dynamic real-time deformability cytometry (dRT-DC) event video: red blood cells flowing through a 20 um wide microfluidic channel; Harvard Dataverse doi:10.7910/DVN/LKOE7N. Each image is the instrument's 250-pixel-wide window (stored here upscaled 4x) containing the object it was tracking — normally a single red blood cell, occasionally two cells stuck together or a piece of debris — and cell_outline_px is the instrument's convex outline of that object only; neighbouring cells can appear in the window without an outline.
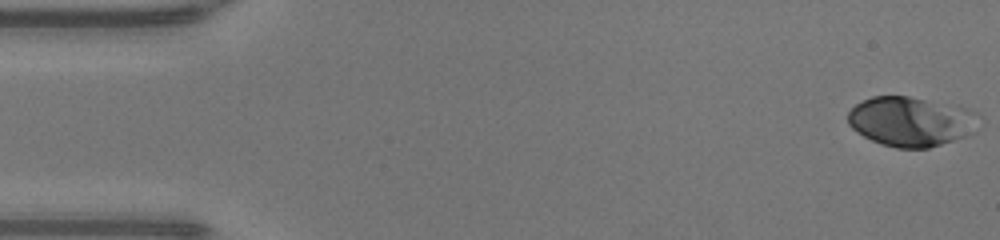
{"species": "human", "species_latin": "Homo sapiens", "temperature_condition": "warm", "stored_images_in_passage": 47, "camera_frame_rate_fps": 3000, "um_per_image_px": 0.085, "donor": {"sex": "male"}, "frame": {"image": 1, "passage_image": 1, "time_ms": 0.0, "image_size_px": [1000, 240], "cell_outline_px": [[984, 124], [976, 132], [968, 136], [928, 148], [896, 148], [880, 144], [856, 132], [848, 124], [848, 112], [856, 104], [872, 96], [908, 96], [960, 104], [972, 108], [984, 116]], "centroid_in_image_um": [77.6, 10.31], "position_along_channel_um": 7.4, "area_um2": 39.36}}
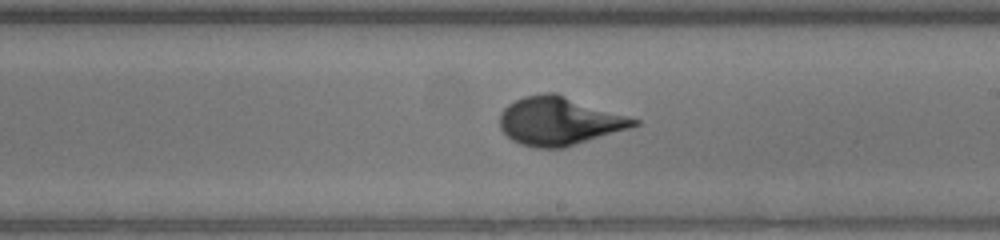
{"frame": {"image": 2, "passage_image": 27, "time_ms": 8.667, "image_size_px": [1000, 240], "cell_outline_px": [[640, 124], [628, 128], [564, 148], [536, 148], [520, 144], [512, 140], [500, 128], [500, 112], [508, 104], [524, 96], [544, 92], [556, 92], [640, 120]], "centroid_in_image_um": [47.51, 10.28], "position_along_channel_um": 241.5, "area_um2": 37.69}}
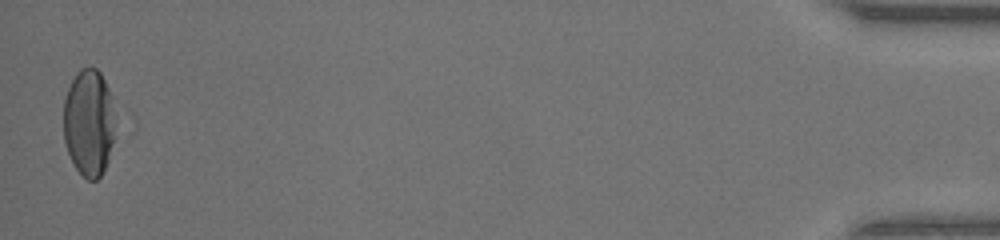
{"frame": {"image": 3, "passage_image": 47, "time_ms": 15.333, "image_size_px": [1000, 240], "cell_outline_px": [[120, 132], [108, 160], [100, 176], [96, 180], [88, 180], [76, 168], [68, 152], [64, 140], [64, 100], [68, 88], [76, 72], [80, 68], [96, 68], [100, 72], [112, 96]], "centroid_in_image_um": [7.63, 10.42], "position_along_channel_um": 427.6, "area_um2": 33.35}, "authors_computed_cell_mechanics": {"area_um2": 36.2984, "velocity_mm_per_s": 4.3234, "shape_relaxation_time_tau1_ms": 3.8976, "shape_relaxation_time_tau2_ms": null, "deformation_change_tau1": 0.2025, "deformation_change_tau2": null}}